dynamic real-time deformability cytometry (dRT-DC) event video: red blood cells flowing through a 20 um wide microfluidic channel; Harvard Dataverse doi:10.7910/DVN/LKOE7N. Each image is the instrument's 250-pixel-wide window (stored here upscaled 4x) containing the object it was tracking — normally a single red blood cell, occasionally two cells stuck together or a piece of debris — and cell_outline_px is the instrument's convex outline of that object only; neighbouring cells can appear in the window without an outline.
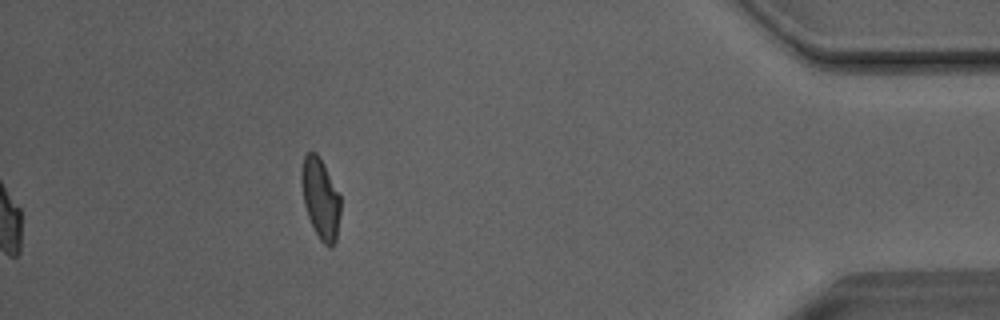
{"species": "Egyptian fruit bat (a non-hibernating species)", "species_latin": "Rousettus aegyptiacus", "temperature_condition": "room temperature", "stored_images_in_passage": 40, "camera_frame_rate_fps": 3000, "um_per_image_px": 0.085, "animal": {"sex": "male"}, "frame": {"image": 1, "passage_image": 40, "time_ms": 13.0, "image_size_px": [1000, 320], "cell_outline_px": [[340, 216], [336, 240], [332, 248], [328, 248], [320, 240], [308, 216], [304, 204], [300, 180], [300, 176], [304, 156], [308, 152], [316, 152], [340, 196]], "centroid_in_image_um": [27.23, 16.91], "position_along_channel_um": 408.0, "area_um2": 18.09}, "authors_computed_cell_mechanics": {"area_um2": 19.2763, "velocity_mm_per_s": 4.0669, "shape_relaxation_time_tau1_ms": 6.8173, "shape_relaxation_time_tau2_ms": 1.2948, "deformation_change_tau1": 0.1951, "deformation_change_tau2": 0.08}}